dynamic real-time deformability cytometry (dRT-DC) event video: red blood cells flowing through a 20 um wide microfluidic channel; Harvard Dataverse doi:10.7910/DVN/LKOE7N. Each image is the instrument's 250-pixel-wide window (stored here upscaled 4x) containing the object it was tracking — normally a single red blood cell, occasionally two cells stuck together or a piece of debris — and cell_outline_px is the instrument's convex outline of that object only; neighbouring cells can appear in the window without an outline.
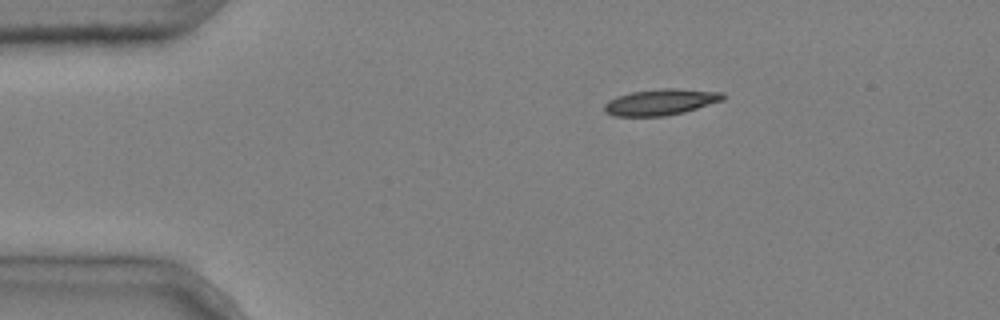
{"species": "common noctule bat (a hibernating species)", "species_latin": "Nyctalus noctula", "temperature_condition": "cold", "stored_images_in_passage": 3, "camera_frame_rate_fps": 3000, "um_per_image_px": 0.085, "animal": {"sex": "male", "body_mass_g": 20.4}, "frame": {"image": 1, "passage_image": 1, "time_ms": 0.0, "image_size_px": [1000, 320], "cell_outline_px": [[724, 100], [684, 112], [664, 116], [612, 116], [604, 112], [604, 104], [608, 100], [616, 96], [632, 92], [664, 88], [676, 88], [724, 92]], "centroid_in_image_um": [56.15, 8.67], "position_along_channel_um": 28.9, "area_um2": 18.15}}
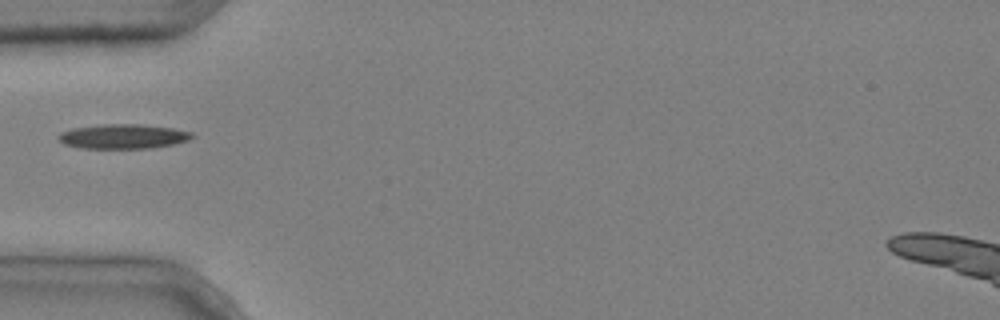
{"frame": {"image": 2, "passage_image": 3, "time_ms": 0.667, "image_size_px": [1000, 320], "cell_outline_px": [[196, 136], [188, 140], [172, 144], [152, 148], [80, 148], [64, 144], [56, 136], [60, 132], [72, 128], [100, 124], [140, 124], [172, 128], [192, 132]], "centroid_in_image_um": [10.44, 11.59], "position_along_channel_um": 74.6, "area_um2": 19.19}}